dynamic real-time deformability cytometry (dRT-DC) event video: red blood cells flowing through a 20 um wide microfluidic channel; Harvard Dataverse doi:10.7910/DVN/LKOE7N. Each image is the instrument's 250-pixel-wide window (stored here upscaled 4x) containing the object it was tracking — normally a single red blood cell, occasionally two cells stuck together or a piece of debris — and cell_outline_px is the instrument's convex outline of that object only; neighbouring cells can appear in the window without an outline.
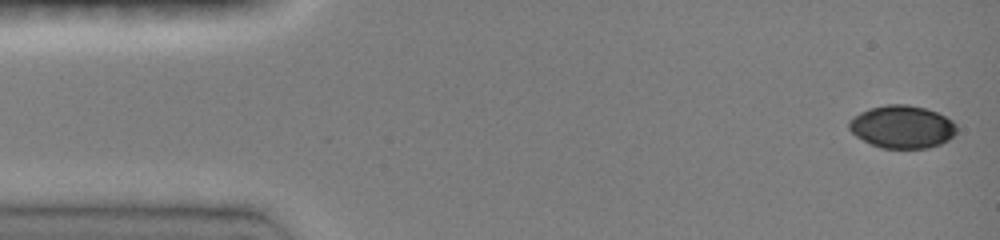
{"species": "common noctule bat (a hibernating species)", "species_latin": "Nyctalus noctula", "temperature_condition": "room temperature", "stored_images_in_passage": 7, "camera_frame_rate_fps": 3000, "um_per_image_px": 0.085, "animal": {"sex": "female", "body_mass_g": 19.0, "forearm_length_mm": 51.5}, "frame": {"image": 1, "passage_image": 1, "time_ms": 0.0, "image_size_px": [1000, 240], "cell_outline_px": [[956, 132], [948, 140], [940, 144], [928, 148], [880, 148], [856, 136], [848, 128], [848, 120], [852, 116], [868, 108], [888, 104], [908, 104], [924, 108], [936, 112], [952, 120], [956, 124]], "centroid_in_image_um": [76.65, 10.77], "position_along_channel_um": 8.3, "area_um2": 26.88}}
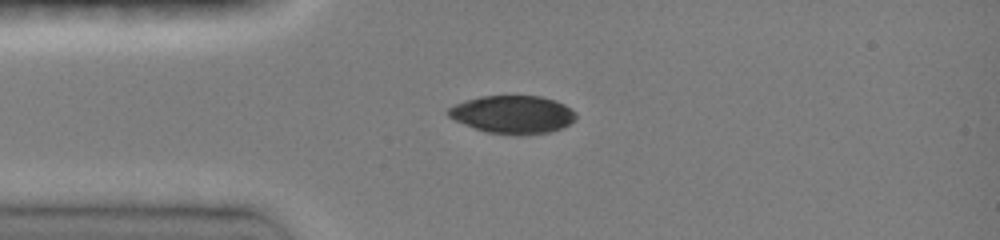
{"frame": {"image": 2, "passage_image": 6, "time_ms": 3.333, "image_size_px": [1000, 240], "cell_outline_px": [[576, 120], [560, 128], [548, 132], [520, 136], [516, 136], [484, 132], [464, 124], [448, 116], [448, 108], [464, 100], [480, 96], [540, 96], [556, 100], [564, 104], [576, 112]], "centroid_in_image_um": [43.59, 9.74], "position_along_channel_um": 41.4, "area_um2": 28.44}}